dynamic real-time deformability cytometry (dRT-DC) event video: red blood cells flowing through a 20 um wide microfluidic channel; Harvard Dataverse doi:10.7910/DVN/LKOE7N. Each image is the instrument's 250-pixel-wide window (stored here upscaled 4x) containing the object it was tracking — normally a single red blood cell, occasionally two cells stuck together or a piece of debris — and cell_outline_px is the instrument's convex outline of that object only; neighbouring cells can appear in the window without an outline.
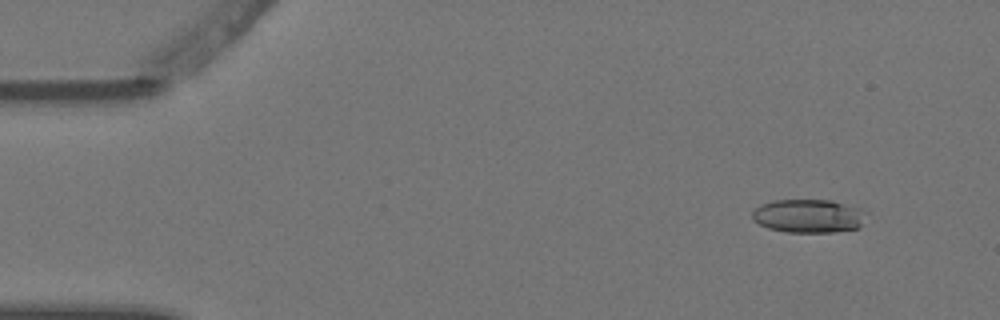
{"species": "Egyptian fruit bat (a non-hibernating species)", "species_latin": "Rousettus aegyptiacus", "temperature_condition": "warm", "stored_images_in_passage": 5, "camera_frame_rate_fps": 3000, "um_per_image_px": 0.085, "animal": {"sex": "female"}, "frame": {"image": 1, "passage_image": 2, "time_ms": 0.333, "image_size_px": [1000, 320], "cell_outline_px": [[868, 212], [860, 228], [832, 232], [784, 232], [768, 228], [752, 220], [752, 212], [760, 204], [772, 200], [832, 200], [860, 208]], "centroid_in_image_um": [68.74, 18.35], "position_along_channel_um": 16.3, "area_um2": 22.54}}
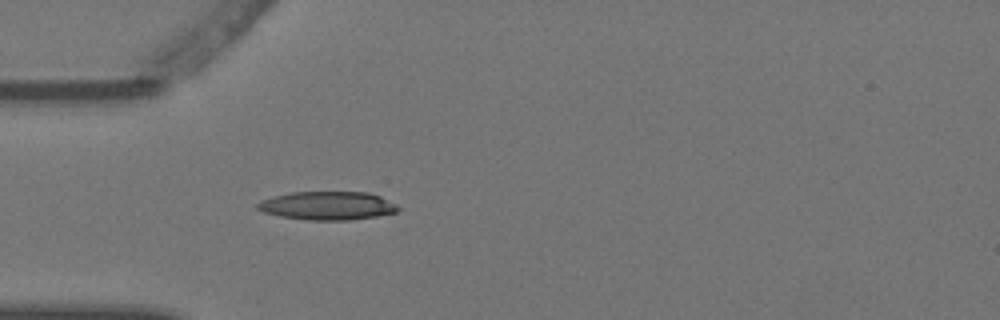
{"frame": {"image": 2, "passage_image": 5, "time_ms": 1.333, "image_size_px": [1000, 320], "cell_outline_px": [[400, 208], [396, 212], [376, 216], [348, 220], [308, 220], [280, 216], [264, 212], [256, 208], [256, 204], [260, 200], [272, 196], [292, 192], [368, 192], [380, 196], [396, 204]], "centroid_in_image_um": [27.81, 17.48], "position_along_channel_um": 57.2, "area_um2": 23.29}}